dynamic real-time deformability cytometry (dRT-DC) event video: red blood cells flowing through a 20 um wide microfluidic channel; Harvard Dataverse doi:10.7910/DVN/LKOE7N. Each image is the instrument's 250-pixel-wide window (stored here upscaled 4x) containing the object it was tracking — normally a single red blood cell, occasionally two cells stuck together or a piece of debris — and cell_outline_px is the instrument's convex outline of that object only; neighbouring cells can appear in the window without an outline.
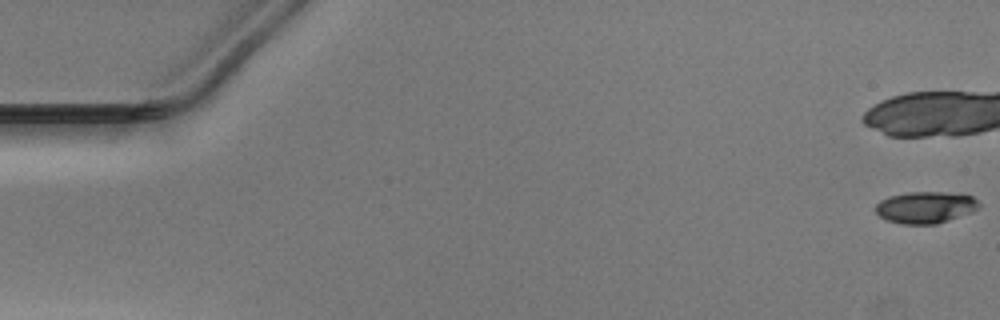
{"species": "Egyptian fruit bat (a non-hibernating species)", "species_latin": "Rousettus aegyptiacus", "temperature_condition": "warm", "stored_images_in_passage": 13, "camera_frame_rate_fps": 3000, "um_per_image_px": 0.085, "animal": {"sex": "male"}, "frame": {"image": 1, "passage_image": 1, "time_ms": 0.0, "image_size_px": [1000, 320], "cell_outline_px": [[980, 208], [972, 212], [936, 224], [900, 224], [888, 220], [880, 216], [876, 212], [876, 204], [880, 200], [888, 196], [908, 192], [944, 192], [972, 196], [980, 204]], "centroid_in_image_um": [78.66, 17.62], "position_along_channel_um": 6.3, "area_um2": 19.07}}